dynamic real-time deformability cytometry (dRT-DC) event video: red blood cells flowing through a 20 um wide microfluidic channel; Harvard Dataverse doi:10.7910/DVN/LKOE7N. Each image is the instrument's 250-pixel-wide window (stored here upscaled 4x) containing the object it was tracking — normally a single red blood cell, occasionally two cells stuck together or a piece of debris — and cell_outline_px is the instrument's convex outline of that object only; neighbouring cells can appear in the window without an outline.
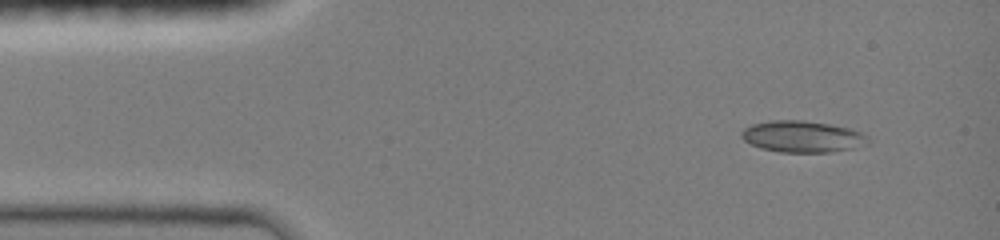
{"species": "common noctule bat (a hibernating species)", "species_latin": "Nyctalus noctula", "temperature_condition": "room temperature", "stored_images_in_passage": 7, "camera_frame_rate_fps": 3000, "um_per_image_px": 0.085, "animal": {"sex": "female", "body_mass_g": 19.0, "forearm_length_mm": 51.5}, "frame": {"image": 1, "passage_image": 1, "time_ms": 0.0, "image_size_px": [1000, 240], "cell_outline_px": [[868, 136], [852, 148], [828, 152], [780, 152], [760, 148], [744, 140], [740, 136], [740, 132], [744, 128], [752, 124], [772, 120], [804, 120], [852, 128]], "centroid_in_image_um": [68.09, 11.59], "position_along_channel_um": 16.9, "area_um2": 22.77}}
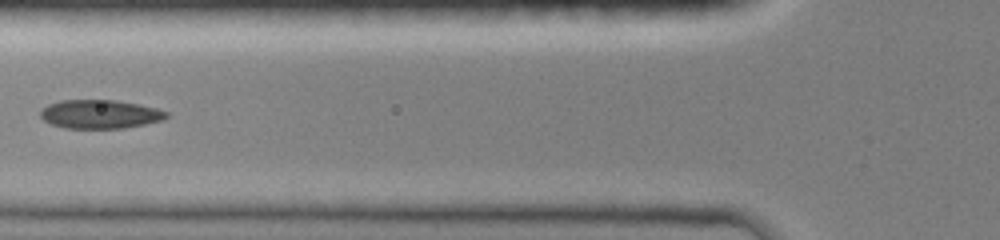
{"frame": {"image": 2, "passage_image": 5, "time_ms": 4.333, "image_size_px": [1000, 240], "cell_outline_px": [[168, 116], [164, 120], [124, 128], [64, 128], [52, 124], [44, 120], [40, 116], [40, 112], [48, 104], [60, 100], [116, 100], [156, 108], [168, 112]], "centroid_in_image_um": [8.5, 9.7], "position_along_channel_um": 117.3, "area_um2": 20.98}}
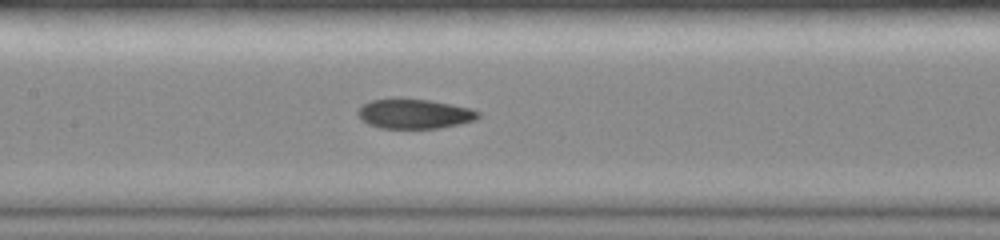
{"frame": {"image": 3, "passage_image": 7, "time_ms": 5.667, "image_size_px": [1000, 240], "cell_outline_px": [[480, 116], [476, 120], [460, 124], [436, 128], [380, 128], [368, 124], [360, 120], [356, 112], [364, 104], [372, 100], [432, 100], [452, 104], [468, 108], [480, 112]], "centroid_in_image_um": [35.24, 9.7], "position_along_channel_um": 172.2, "area_um2": 20.46}}